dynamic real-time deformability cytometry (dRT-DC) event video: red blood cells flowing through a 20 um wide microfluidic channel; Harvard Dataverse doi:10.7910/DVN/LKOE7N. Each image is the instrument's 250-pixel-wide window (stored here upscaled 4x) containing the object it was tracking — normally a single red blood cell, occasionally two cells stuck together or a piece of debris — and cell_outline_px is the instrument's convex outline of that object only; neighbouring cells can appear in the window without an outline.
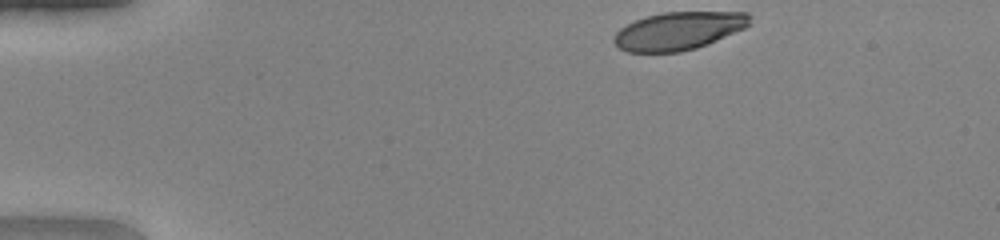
{"species": "human", "species_latin": "Homo sapiens", "temperature_condition": "warm", "stored_images_in_passage": 36, "camera_frame_rate_fps": 3000, "um_per_image_px": 0.085, "donor": {"sex": "female"}, "frame": {"image": 1, "passage_image": 1, "time_ms": 0.0, "image_size_px": [1000, 240], "cell_outline_px": [[752, 24], [744, 28], [708, 44], [696, 48], [680, 52], [628, 52], [620, 48], [612, 40], [616, 32], [620, 28], [636, 20], [648, 16], [664, 12], [748, 12], [752, 16]], "centroid_in_image_um": [57.72, 2.62], "position_along_channel_um": 27.3, "area_um2": 30.06}}
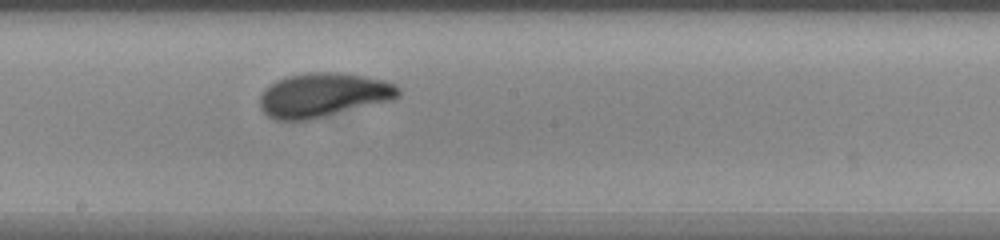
{"frame": {"image": 2, "passage_image": 21, "time_ms": 6.667, "image_size_px": [1000, 240], "cell_outline_px": [[400, 96], [392, 100], [308, 120], [276, 120], [268, 116], [260, 108], [260, 96], [264, 88], [276, 80], [288, 76], [308, 72], [336, 72], [384, 80], [396, 84], [400, 88]], "centroid_in_image_um": [27.46, 8.07], "position_along_channel_um": 220.7, "area_um2": 35.55}}
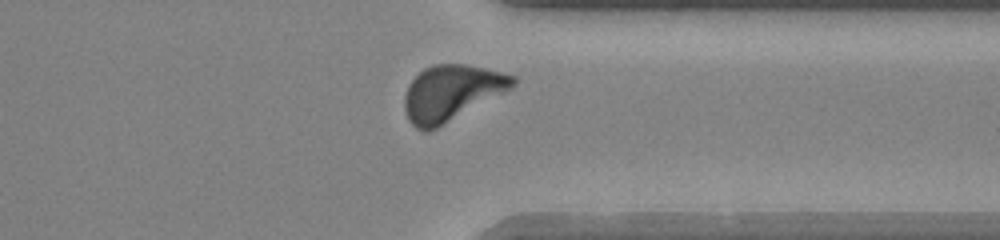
{"frame": {"image": 3, "passage_image": 32, "time_ms": 10.333, "image_size_px": [1000, 240], "cell_outline_px": [[516, 84], [504, 92], [436, 128], [428, 132], [424, 132], [416, 128], [408, 120], [404, 108], [404, 96], [408, 84], [424, 68], [432, 64], [464, 64], [484, 68], [516, 76]], "centroid_in_image_um": [38.33, 7.89], "position_along_channel_um": 373.1, "area_um2": 34.8}, "authors_computed_cell_mechanics": {"area_um2": 34.3043, "velocity_mm_per_s": 4.1649, "shape_relaxation_time_tau1_ms": 2.6647, "shape_relaxation_time_tau2_ms": null, "deformation_change_tau1": 0.1759, "deformation_change_tau2": null}}